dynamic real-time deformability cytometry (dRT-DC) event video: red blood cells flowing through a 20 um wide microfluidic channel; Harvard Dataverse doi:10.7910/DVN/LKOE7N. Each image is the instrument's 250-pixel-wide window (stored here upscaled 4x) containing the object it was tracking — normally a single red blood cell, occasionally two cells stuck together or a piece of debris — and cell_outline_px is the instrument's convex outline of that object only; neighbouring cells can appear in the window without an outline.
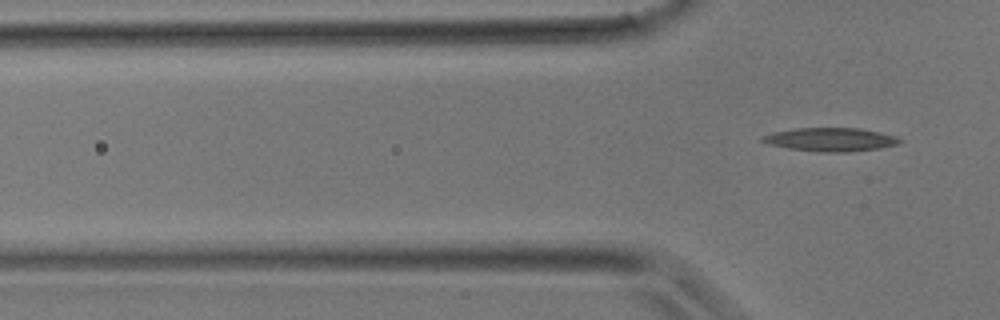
{"species": "common noctule bat (a hibernating species)", "species_latin": "Nyctalus noctula", "temperature_condition": "room temperature", "stored_images_in_passage": 7, "segment_of_instrument_passage": [2, 2], "camera_frame_rate_fps": 3000, "um_per_image_px": 0.085, "animal": {"sex": "male", "body_mass_g": 17.9}, "frame": {"image": 1, "passage_image": 7, "time_ms": 2.0, "image_size_px": [1000, 320], "cell_outline_px": [[904, 140], [896, 144], [880, 148], [848, 152], [820, 152], [788, 148], [768, 144], [760, 140], [760, 136], [772, 132], [796, 128], [860, 128], [880, 132], [896, 136]], "centroid_in_image_um": [70.58, 11.85], "position_along_channel_um": 55.2, "area_um2": 18.9}}